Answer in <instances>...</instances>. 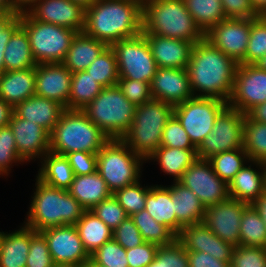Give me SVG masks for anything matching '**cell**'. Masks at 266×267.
<instances>
[{
	"label": "cell",
	"instance_id": "60d3db41",
	"mask_svg": "<svg viewBox=\"0 0 266 267\" xmlns=\"http://www.w3.org/2000/svg\"><path fill=\"white\" fill-rule=\"evenodd\" d=\"M131 218L145 242L162 246L171 244L176 239V236L165 225L159 224L146 209L134 213Z\"/></svg>",
	"mask_w": 266,
	"mask_h": 267
},
{
	"label": "cell",
	"instance_id": "8fae6325",
	"mask_svg": "<svg viewBox=\"0 0 266 267\" xmlns=\"http://www.w3.org/2000/svg\"><path fill=\"white\" fill-rule=\"evenodd\" d=\"M111 47L117 57L119 78L151 84L158 67L143 33L117 41Z\"/></svg>",
	"mask_w": 266,
	"mask_h": 267
},
{
	"label": "cell",
	"instance_id": "6125c7cd",
	"mask_svg": "<svg viewBox=\"0 0 266 267\" xmlns=\"http://www.w3.org/2000/svg\"><path fill=\"white\" fill-rule=\"evenodd\" d=\"M13 114V107L0 98V127L7 126Z\"/></svg>",
	"mask_w": 266,
	"mask_h": 267
},
{
	"label": "cell",
	"instance_id": "74e56055",
	"mask_svg": "<svg viewBox=\"0 0 266 267\" xmlns=\"http://www.w3.org/2000/svg\"><path fill=\"white\" fill-rule=\"evenodd\" d=\"M240 224L241 246L266 248V226L253 204L244 210Z\"/></svg>",
	"mask_w": 266,
	"mask_h": 267
},
{
	"label": "cell",
	"instance_id": "c3c4849f",
	"mask_svg": "<svg viewBox=\"0 0 266 267\" xmlns=\"http://www.w3.org/2000/svg\"><path fill=\"white\" fill-rule=\"evenodd\" d=\"M90 211L113 231L128 217L114 195H111L108 199L102 200Z\"/></svg>",
	"mask_w": 266,
	"mask_h": 267
},
{
	"label": "cell",
	"instance_id": "52a82bcc",
	"mask_svg": "<svg viewBox=\"0 0 266 267\" xmlns=\"http://www.w3.org/2000/svg\"><path fill=\"white\" fill-rule=\"evenodd\" d=\"M136 107L119 87H105L82 111L110 139H121L134 121Z\"/></svg>",
	"mask_w": 266,
	"mask_h": 267
},
{
	"label": "cell",
	"instance_id": "9f6ffc18",
	"mask_svg": "<svg viewBox=\"0 0 266 267\" xmlns=\"http://www.w3.org/2000/svg\"><path fill=\"white\" fill-rule=\"evenodd\" d=\"M74 175H88L97 171V154L77 151L65 155Z\"/></svg>",
	"mask_w": 266,
	"mask_h": 267
},
{
	"label": "cell",
	"instance_id": "ee69618b",
	"mask_svg": "<svg viewBox=\"0 0 266 267\" xmlns=\"http://www.w3.org/2000/svg\"><path fill=\"white\" fill-rule=\"evenodd\" d=\"M90 261L101 267H129L124 249L114 239L105 242L90 255Z\"/></svg>",
	"mask_w": 266,
	"mask_h": 267
},
{
	"label": "cell",
	"instance_id": "836d02e7",
	"mask_svg": "<svg viewBox=\"0 0 266 267\" xmlns=\"http://www.w3.org/2000/svg\"><path fill=\"white\" fill-rule=\"evenodd\" d=\"M5 71L36 68L26 30L20 25L10 37L4 50Z\"/></svg>",
	"mask_w": 266,
	"mask_h": 267
},
{
	"label": "cell",
	"instance_id": "03108f58",
	"mask_svg": "<svg viewBox=\"0 0 266 267\" xmlns=\"http://www.w3.org/2000/svg\"><path fill=\"white\" fill-rule=\"evenodd\" d=\"M251 3L260 16H266V0H251Z\"/></svg>",
	"mask_w": 266,
	"mask_h": 267
},
{
	"label": "cell",
	"instance_id": "f907efd6",
	"mask_svg": "<svg viewBox=\"0 0 266 267\" xmlns=\"http://www.w3.org/2000/svg\"><path fill=\"white\" fill-rule=\"evenodd\" d=\"M231 265L233 267H266V248L235 246Z\"/></svg>",
	"mask_w": 266,
	"mask_h": 267
},
{
	"label": "cell",
	"instance_id": "be15d7a7",
	"mask_svg": "<svg viewBox=\"0 0 266 267\" xmlns=\"http://www.w3.org/2000/svg\"><path fill=\"white\" fill-rule=\"evenodd\" d=\"M39 0H10L15 12H28Z\"/></svg>",
	"mask_w": 266,
	"mask_h": 267
},
{
	"label": "cell",
	"instance_id": "8992f818",
	"mask_svg": "<svg viewBox=\"0 0 266 267\" xmlns=\"http://www.w3.org/2000/svg\"><path fill=\"white\" fill-rule=\"evenodd\" d=\"M173 110L171 104L153 98L137 106L134 121L121 140L146 161L160 147L163 130Z\"/></svg>",
	"mask_w": 266,
	"mask_h": 267
},
{
	"label": "cell",
	"instance_id": "b9f144b4",
	"mask_svg": "<svg viewBox=\"0 0 266 267\" xmlns=\"http://www.w3.org/2000/svg\"><path fill=\"white\" fill-rule=\"evenodd\" d=\"M214 172L227 184L235 177L247 162L250 161L248 154L242 148L236 150L224 151L213 155L208 159ZM246 161V162H245Z\"/></svg>",
	"mask_w": 266,
	"mask_h": 267
},
{
	"label": "cell",
	"instance_id": "d590c367",
	"mask_svg": "<svg viewBox=\"0 0 266 267\" xmlns=\"http://www.w3.org/2000/svg\"><path fill=\"white\" fill-rule=\"evenodd\" d=\"M103 88L86 71L72 73L68 109L82 110L93 101Z\"/></svg>",
	"mask_w": 266,
	"mask_h": 267
},
{
	"label": "cell",
	"instance_id": "f546056e",
	"mask_svg": "<svg viewBox=\"0 0 266 267\" xmlns=\"http://www.w3.org/2000/svg\"><path fill=\"white\" fill-rule=\"evenodd\" d=\"M106 47L104 42L78 32L61 63L72 73L85 71Z\"/></svg>",
	"mask_w": 266,
	"mask_h": 267
},
{
	"label": "cell",
	"instance_id": "4dcf8cb0",
	"mask_svg": "<svg viewBox=\"0 0 266 267\" xmlns=\"http://www.w3.org/2000/svg\"><path fill=\"white\" fill-rule=\"evenodd\" d=\"M146 211L159 223L165 225L177 237V219L171 191L164 185L150 186L146 196Z\"/></svg>",
	"mask_w": 266,
	"mask_h": 267
},
{
	"label": "cell",
	"instance_id": "9a60e30c",
	"mask_svg": "<svg viewBox=\"0 0 266 267\" xmlns=\"http://www.w3.org/2000/svg\"><path fill=\"white\" fill-rule=\"evenodd\" d=\"M252 19L226 18L211 27L204 38L238 64H245Z\"/></svg>",
	"mask_w": 266,
	"mask_h": 267
},
{
	"label": "cell",
	"instance_id": "ffe728a7",
	"mask_svg": "<svg viewBox=\"0 0 266 267\" xmlns=\"http://www.w3.org/2000/svg\"><path fill=\"white\" fill-rule=\"evenodd\" d=\"M28 13L40 22L83 32L85 10L70 0H39Z\"/></svg>",
	"mask_w": 266,
	"mask_h": 267
},
{
	"label": "cell",
	"instance_id": "83f0119b",
	"mask_svg": "<svg viewBox=\"0 0 266 267\" xmlns=\"http://www.w3.org/2000/svg\"><path fill=\"white\" fill-rule=\"evenodd\" d=\"M36 233L24 225L17 231L3 232L0 238V267H26L30 239Z\"/></svg>",
	"mask_w": 266,
	"mask_h": 267
},
{
	"label": "cell",
	"instance_id": "5b68a950",
	"mask_svg": "<svg viewBox=\"0 0 266 267\" xmlns=\"http://www.w3.org/2000/svg\"><path fill=\"white\" fill-rule=\"evenodd\" d=\"M110 138L79 109H64L50 133V152L97 154Z\"/></svg>",
	"mask_w": 266,
	"mask_h": 267
},
{
	"label": "cell",
	"instance_id": "003e7915",
	"mask_svg": "<svg viewBox=\"0 0 266 267\" xmlns=\"http://www.w3.org/2000/svg\"><path fill=\"white\" fill-rule=\"evenodd\" d=\"M70 1L81 6L84 10H86L90 8L92 5H94L97 0H70Z\"/></svg>",
	"mask_w": 266,
	"mask_h": 267
},
{
	"label": "cell",
	"instance_id": "753ad0ef",
	"mask_svg": "<svg viewBox=\"0 0 266 267\" xmlns=\"http://www.w3.org/2000/svg\"><path fill=\"white\" fill-rule=\"evenodd\" d=\"M133 1H136V2L140 3L143 6L149 0H133Z\"/></svg>",
	"mask_w": 266,
	"mask_h": 267
},
{
	"label": "cell",
	"instance_id": "681fc988",
	"mask_svg": "<svg viewBox=\"0 0 266 267\" xmlns=\"http://www.w3.org/2000/svg\"><path fill=\"white\" fill-rule=\"evenodd\" d=\"M160 146L180 149H197L174 115H172L166 123Z\"/></svg>",
	"mask_w": 266,
	"mask_h": 267
},
{
	"label": "cell",
	"instance_id": "7dc6e473",
	"mask_svg": "<svg viewBox=\"0 0 266 267\" xmlns=\"http://www.w3.org/2000/svg\"><path fill=\"white\" fill-rule=\"evenodd\" d=\"M23 162L25 161L18 154L15 137L10 126L0 127V176H8L14 163L21 164Z\"/></svg>",
	"mask_w": 266,
	"mask_h": 267
},
{
	"label": "cell",
	"instance_id": "91938a15",
	"mask_svg": "<svg viewBox=\"0 0 266 267\" xmlns=\"http://www.w3.org/2000/svg\"><path fill=\"white\" fill-rule=\"evenodd\" d=\"M228 263L200 251H188V267H228Z\"/></svg>",
	"mask_w": 266,
	"mask_h": 267
},
{
	"label": "cell",
	"instance_id": "ba28073f",
	"mask_svg": "<svg viewBox=\"0 0 266 267\" xmlns=\"http://www.w3.org/2000/svg\"><path fill=\"white\" fill-rule=\"evenodd\" d=\"M145 160L121 139H110L97 153V171L112 194L138 180Z\"/></svg>",
	"mask_w": 266,
	"mask_h": 267
},
{
	"label": "cell",
	"instance_id": "ab89813d",
	"mask_svg": "<svg viewBox=\"0 0 266 267\" xmlns=\"http://www.w3.org/2000/svg\"><path fill=\"white\" fill-rule=\"evenodd\" d=\"M85 71L104 88L116 86L119 80V71L113 48L107 46Z\"/></svg>",
	"mask_w": 266,
	"mask_h": 267
},
{
	"label": "cell",
	"instance_id": "484cf974",
	"mask_svg": "<svg viewBox=\"0 0 266 267\" xmlns=\"http://www.w3.org/2000/svg\"><path fill=\"white\" fill-rule=\"evenodd\" d=\"M168 185L171 191L174 212L177 219V235L185 226L203 222L205 207L199 198L179 181Z\"/></svg>",
	"mask_w": 266,
	"mask_h": 267
},
{
	"label": "cell",
	"instance_id": "44dd1931",
	"mask_svg": "<svg viewBox=\"0 0 266 267\" xmlns=\"http://www.w3.org/2000/svg\"><path fill=\"white\" fill-rule=\"evenodd\" d=\"M176 239L187 251H200L227 262L232 260L234 246L215 235L203 222L185 226Z\"/></svg>",
	"mask_w": 266,
	"mask_h": 267
},
{
	"label": "cell",
	"instance_id": "5bb4252c",
	"mask_svg": "<svg viewBox=\"0 0 266 267\" xmlns=\"http://www.w3.org/2000/svg\"><path fill=\"white\" fill-rule=\"evenodd\" d=\"M266 102V71L254 64H238L232 95L227 104L243 114Z\"/></svg>",
	"mask_w": 266,
	"mask_h": 267
},
{
	"label": "cell",
	"instance_id": "e575fe53",
	"mask_svg": "<svg viewBox=\"0 0 266 267\" xmlns=\"http://www.w3.org/2000/svg\"><path fill=\"white\" fill-rule=\"evenodd\" d=\"M75 227L86 251L90 255L105 242L113 239V230L92 211H85Z\"/></svg>",
	"mask_w": 266,
	"mask_h": 267
},
{
	"label": "cell",
	"instance_id": "277c9868",
	"mask_svg": "<svg viewBox=\"0 0 266 267\" xmlns=\"http://www.w3.org/2000/svg\"><path fill=\"white\" fill-rule=\"evenodd\" d=\"M142 33L186 40L194 44L204 38L186 9L184 0H149L143 5Z\"/></svg>",
	"mask_w": 266,
	"mask_h": 267
},
{
	"label": "cell",
	"instance_id": "a7ac6f4b",
	"mask_svg": "<svg viewBox=\"0 0 266 267\" xmlns=\"http://www.w3.org/2000/svg\"><path fill=\"white\" fill-rule=\"evenodd\" d=\"M0 8L6 13L15 12L10 0H0Z\"/></svg>",
	"mask_w": 266,
	"mask_h": 267
},
{
	"label": "cell",
	"instance_id": "8c879c8a",
	"mask_svg": "<svg viewBox=\"0 0 266 267\" xmlns=\"http://www.w3.org/2000/svg\"><path fill=\"white\" fill-rule=\"evenodd\" d=\"M264 182H265V190H266V163H264Z\"/></svg>",
	"mask_w": 266,
	"mask_h": 267
},
{
	"label": "cell",
	"instance_id": "34e18365",
	"mask_svg": "<svg viewBox=\"0 0 266 267\" xmlns=\"http://www.w3.org/2000/svg\"><path fill=\"white\" fill-rule=\"evenodd\" d=\"M86 267H101V266H96L95 264H93L91 261H89L86 265Z\"/></svg>",
	"mask_w": 266,
	"mask_h": 267
},
{
	"label": "cell",
	"instance_id": "d6986e66",
	"mask_svg": "<svg viewBox=\"0 0 266 267\" xmlns=\"http://www.w3.org/2000/svg\"><path fill=\"white\" fill-rule=\"evenodd\" d=\"M18 154L25 163L43 158L50 151V133L36 123L19 118L14 112L9 123Z\"/></svg>",
	"mask_w": 266,
	"mask_h": 267
},
{
	"label": "cell",
	"instance_id": "4fadbf2b",
	"mask_svg": "<svg viewBox=\"0 0 266 267\" xmlns=\"http://www.w3.org/2000/svg\"><path fill=\"white\" fill-rule=\"evenodd\" d=\"M179 182L189 188L205 208L230 198L228 184L214 172L206 159L197 158L184 171Z\"/></svg>",
	"mask_w": 266,
	"mask_h": 267
},
{
	"label": "cell",
	"instance_id": "30bf717a",
	"mask_svg": "<svg viewBox=\"0 0 266 267\" xmlns=\"http://www.w3.org/2000/svg\"><path fill=\"white\" fill-rule=\"evenodd\" d=\"M227 105L226 101L219 98L193 97L175 105L173 115L192 143L198 147L211 132L217 116Z\"/></svg>",
	"mask_w": 266,
	"mask_h": 267
},
{
	"label": "cell",
	"instance_id": "e0dca14e",
	"mask_svg": "<svg viewBox=\"0 0 266 267\" xmlns=\"http://www.w3.org/2000/svg\"><path fill=\"white\" fill-rule=\"evenodd\" d=\"M246 202L228 198L227 200L206 207L203 223L220 239L240 245V221L244 210L249 206Z\"/></svg>",
	"mask_w": 266,
	"mask_h": 267
},
{
	"label": "cell",
	"instance_id": "f5cc1de1",
	"mask_svg": "<svg viewBox=\"0 0 266 267\" xmlns=\"http://www.w3.org/2000/svg\"><path fill=\"white\" fill-rule=\"evenodd\" d=\"M117 86L127 100L135 106H140L152 99L150 83L119 78Z\"/></svg>",
	"mask_w": 266,
	"mask_h": 267
},
{
	"label": "cell",
	"instance_id": "6da1fadb",
	"mask_svg": "<svg viewBox=\"0 0 266 267\" xmlns=\"http://www.w3.org/2000/svg\"><path fill=\"white\" fill-rule=\"evenodd\" d=\"M237 67L235 60L205 38L195 43L186 68L194 97L219 98L228 102Z\"/></svg>",
	"mask_w": 266,
	"mask_h": 267
},
{
	"label": "cell",
	"instance_id": "db71d44e",
	"mask_svg": "<svg viewBox=\"0 0 266 267\" xmlns=\"http://www.w3.org/2000/svg\"><path fill=\"white\" fill-rule=\"evenodd\" d=\"M113 239L126 250L139 246L145 242L131 216H128L123 220V222L113 231Z\"/></svg>",
	"mask_w": 266,
	"mask_h": 267
},
{
	"label": "cell",
	"instance_id": "94428289",
	"mask_svg": "<svg viewBox=\"0 0 266 267\" xmlns=\"http://www.w3.org/2000/svg\"><path fill=\"white\" fill-rule=\"evenodd\" d=\"M246 115L254 122L266 124V102L256 105Z\"/></svg>",
	"mask_w": 266,
	"mask_h": 267
},
{
	"label": "cell",
	"instance_id": "11a10c76",
	"mask_svg": "<svg viewBox=\"0 0 266 267\" xmlns=\"http://www.w3.org/2000/svg\"><path fill=\"white\" fill-rule=\"evenodd\" d=\"M21 25V14L12 12L0 19V73L5 72L4 50L14 31Z\"/></svg>",
	"mask_w": 266,
	"mask_h": 267
},
{
	"label": "cell",
	"instance_id": "816d5d0a",
	"mask_svg": "<svg viewBox=\"0 0 266 267\" xmlns=\"http://www.w3.org/2000/svg\"><path fill=\"white\" fill-rule=\"evenodd\" d=\"M26 260V267H55L47 241L40 232L31 237Z\"/></svg>",
	"mask_w": 266,
	"mask_h": 267
},
{
	"label": "cell",
	"instance_id": "7a4b0ae2",
	"mask_svg": "<svg viewBox=\"0 0 266 267\" xmlns=\"http://www.w3.org/2000/svg\"><path fill=\"white\" fill-rule=\"evenodd\" d=\"M143 6L133 0H97L85 10L83 32L112 46L142 33Z\"/></svg>",
	"mask_w": 266,
	"mask_h": 267
},
{
	"label": "cell",
	"instance_id": "f35d334b",
	"mask_svg": "<svg viewBox=\"0 0 266 267\" xmlns=\"http://www.w3.org/2000/svg\"><path fill=\"white\" fill-rule=\"evenodd\" d=\"M243 149L250 160L266 163V124L254 122L247 115L243 120Z\"/></svg>",
	"mask_w": 266,
	"mask_h": 267
},
{
	"label": "cell",
	"instance_id": "89a4df30",
	"mask_svg": "<svg viewBox=\"0 0 266 267\" xmlns=\"http://www.w3.org/2000/svg\"><path fill=\"white\" fill-rule=\"evenodd\" d=\"M254 65L259 69L266 71V54L256 61Z\"/></svg>",
	"mask_w": 266,
	"mask_h": 267
},
{
	"label": "cell",
	"instance_id": "3957f363",
	"mask_svg": "<svg viewBox=\"0 0 266 267\" xmlns=\"http://www.w3.org/2000/svg\"><path fill=\"white\" fill-rule=\"evenodd\" d=\"M26 225L36 232L49 227L75 225L86 211L65 189L51 187L36 177Z\"/></svg>",
	"mask_w": 266,
	"mask_h": 267
},
{
	"label": "cell",
	"instance_id": "2e32d148",
	"mask_svg": "<svg viewBox=\"0 0 266 267\" xmlns=\"http://www.w3.org/2000/svg\"><path fill=\"white\" fill-rule=\"evenodd\" d=\"M40 233L47 241L55 265H87L90 261L75 225L49 227Z\"/></svg>",
	"mask_w": 266,
	"mask_h": 267
},
{
	"label": "cell",
	"instance_id": "4316f807",
	"mask_svg": "<svg viewBox=\"0 0 266 267\" xmlns=\"http://www.w3.org/2000/svg\"><path fill=\"white\" fill-rule=\"evenodd\" d=\"M35 95V68L0 73V98L13 108Z\"/></svg>",
	"mask_w": 266,
	"mask_h": 267
},
{
	"label": "cell",
	"instance_id": "7402d4cb",
	"mask_svg": "<svg viewBox=\"0 0 266 267\" xmlns=\"http://www.w3.org/2000/svg\"><path fill=\"white\" fill-rule=\"evenodd\" d=\"M150 86L153 99L161 100L172 106L194 97L186 69L157 68Z\"/></svg>",
	"mask_w": 266,
	"mask_h": 267
},
{
	"label": "cell",
	"instance_id": "8d00e7d4",
	"mask_svg": "<svg viewBox=\"0 0 266 267\" xmlns=\"http://www.w3.org/2000/svg\"><path fill=\"white\" fill-rule=\"evenodd\" d=\"M184 2L194 22L204 34L226 19L220 0H184Z\"/></svg>",
	"mask_w": 266,
	"mask_h": 267
},
{
	"label": "cell",
	"instance_id": "11e5206c",
	"mask_svg": "<svg viewBox=\"0 0 266 267\" xmlns=\"http://www.w3.org/2000/svg\"><path fill=\"white\" fill-rule=\"evenodd\" d=\"M6 13L0 8V19L4 17Z\"/></svg>",
	"mask_w": 266,
	"mask_h": 267
},
{
	"label": "cell",
	"instance_id": "7c38bea8",
	"mask_svg": "<svg viewBox=\"0 0 266 267\" xmlns=\"http://www.w3.org/2000/svg\"><path fill=\"white\" fill-rule=\"evenodd\" d=\"M245 114L228 105L217 116L211 132L197 147V156L208 160L213 155L243 147Z\"/></svg>",
	"mask_w": 266,
	"mask_h": 267
},
{
	"label": "cell",
	"instance_id": "ac0fdd59",
	"mask_svg": "<svg viewBox=\"0 0 266 267\" xmlns=\"http://www.w3.org/2000/svg\"><path fill=\"white\" fill-rule=\"evenodd\" d=\"M72 72L62 63H42L35 68V95L54 100L68 109Z\"/></svg>",
	"mask_w": 266,
	"mask_h": 267
},
{
	"label": "cell",
	"instance_id": "f6af8a7d",
	"mask_svg": "<svg viewBox=\"0 0 266 267\" xmlns=\"http://www.w3.org/2000/svg\"><path fill=\"white\" fill-rule=\"evenodd\" d=\"M147 267H188V251L175 239L171 244L159 246Z\"/></svg>",
	"mask_w": 266,
	"mask_h": 267
},
{
	"label": "cell",
	"instance_id": "603a6c76",
	"mask_svg": "<svg viewBox=\"0 0 266 267\" xmlns=\"http://www.w3.org/2000/svg\"><path fill=\"white\" fill-rule=\"evenodd\" d=\"M144 36L158 68H187L193 42L154 34H144Z\"/></svg>",
	"mask_w": 266,
	"mask_h": 267
},
{
	"label": "cell",
	"instance_id": "680465c9",
	"mask_svg": "<svg viewBox=\"0 0 266 267\" xmlns=\"http://www.w3.org/2000/svg\"><path fill=\"white\" fill-rule=\"evenodd\" d=\"M226 18L252 19L260 15L254 10L251 0H220Z\"/></svg>",
	"mask_w": 266,
	"mask_h": 267
},
{
	"label": "cell",
	"instance_id": "1f68e13d",
	"mask_svg": "<svg viewBox=\"0 0 266 267\" xmlns=\"http://www.w3.org/2000/svg\"><path fill=\"white\" fill-rule=\"evenodd\" d=\"M39 161L41 162V168H39L36 177L40 181L59 189L68 190L70 188L75 175L64 155L49 151Z\"/></svg>",
	"mask_w": 266,
	"mask_h": 267
},
{
	"label": "cell",
	"instance_id": "f1b7e54d",
	"mask_svg": "<svg viewBox=\"0 0 266 267\" xmlns=\"http://www.w3.org/2000/svg\"><path fill=\"white\" fill-rule=\"evenodd\" d=\"M68 192L86 211L113 195L98 171L88 175H75Z\"/></svg>",
	"mask_w": 266,
	"mask_h": 267
},
{
	"label": "cell",
	"instance_id": "6f0895ef",
	"mask_svg": "<svg viewBox=\"0 0 266 267\" xmlns=\"http://www.w3.org/2000/svg\"><path fill=\"white\" fill-rule=\"evenodd\" d=\"M158 245L144 242L139 246L126 250L129 267H147L154 259Z\"/></svg>",
	"mask_w": 266,
	"mask_h": 267
},
{
	"label": "cell",
	"instance_id": "e7e4bbea",
	"mask_svg": "<svg viewBox=\"0 0 266 267\" xmlns=\"http://www.w3.org/2000/svg\"><path fill=\"white\" fill-rule=\"evenodd\" d=\"M253 205L259 211L266 226V191Z\"/></svg>",
	"mask_w": 266,
	"mask_h": 267
},
{
	"label": "cell",
	"instance_id": "d6a6232c",
	"mask_svg": "<svg viewBox=\"0 0 266 267\" xmlns=\"http://www.w3.org/2000/svg\"><path fill=\"white\" fill-rule=\"evenodd\" d=\"M198 158L197 149H180L160 146L146 161H157L160 169L179 181L184 171Z\"/></svg>",
	"mask_w": 266,
	"mask_h": 267
},
{
	"label": "cell",
	"instance_id": "9c48e42d",
	"mask_svg": "<svg viewBox=\"0 0 266 267\" xmlns=\"http://www.w3.org/2000/svg\"><path fill=\"white\" fill-rule=\"evenodd\" d=\"M21 14L31 52L37 64L61 63L78 33L70 28L35 20L28 12Z\"/></svg>",
	"mask_w": 266,
	"mask_h": 267
},
{
	"label": "cell",
	"instance_id": "bcb514c9",
	"mask_svg": "<svg viewBox=\"0 0 266 267\" xmlns=\"http://www.w3.org/2000/svg\"><path fill=\"white\" fill-rule=\"evenodd\" d=\"M266 54V16L252 18L245 64H254Z\"/></svg>",
	"mask_w": 266,
	"mask_h": 267
},
{
	"label": "cell",
	"instance_id": "cb8c5ba5",
	"mask_svg": "<svg viewBox=\"0 0 266 267\" xmlns=\"http://www.w3.org/2000/svg\"><path fill=\"white\" fill-rule=\"evenodd\" d=\"M248 163L250 165L247 167L245 164L230 181L228 190L230 198L246 202L247 204H254L266 191L264 163L253 160H250ZM255 165L259 167L257 169L260 171L253 168Z\"/></svg>",
	"mask_w": 266,
	"mask_h": 267
},
{
	"label": "cell",
	"instance_id": "7bdbcfd3",
	"mask_svg": "<svg viewBox=\"0 0 266 267\" xmlns=\"http://www.w3.org/2000/svg\"><path fill=\"white\" fill-rule=\"evenodd\" d=\"M150 192V186L142 187L140 180L117 190L113 195L123 207L128 216L145 209L146 196Z\"/></svg>",
	"mask_w": 266,
	"mask_h": 267
},
{
	"label": "cell",
	"instance_id": "2644e50d",
	"mask_svg": "<svg viewBox=\"0 0 266 267\" xmlns=\"http://www.w3.org/2000/svg\"><path fill=\"white\" fill-rule=\"evenodd\" d=\"M55 267H86V265H55Z\"/></svg>",
	"mask_w": 266,
	"mask_h": 267
},
{
	"label": "cell",
	"instance_id": "d4e9b609",
	"mask_svg": "<svg viewBox=\"0 0 266 267\" xmlns=\"http://www.w3.org/2000/svg\"><path fill=\"white\" fill-rule=\"evenodd\" d=\"M64 109L54 100L33 95L17 104L13 108V112L19 118L36 123L51 133Z\"/></svg>",
	"mask_w": 266,
	"mask_h": 267
}]
</instances>
